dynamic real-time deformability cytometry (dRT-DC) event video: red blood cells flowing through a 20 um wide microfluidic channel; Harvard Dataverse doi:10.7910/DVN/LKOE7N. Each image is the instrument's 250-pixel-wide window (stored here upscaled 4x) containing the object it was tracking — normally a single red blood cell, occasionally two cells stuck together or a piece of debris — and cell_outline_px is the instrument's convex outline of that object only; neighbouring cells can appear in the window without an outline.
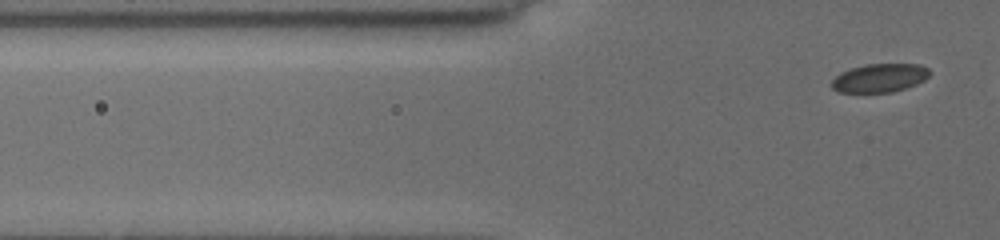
{"species": "common noctule bat (a hibernating species)", "species_latin": "Nyctalus noctula", "temperature_condition": "cold", "stored_images_in_passage": 3, "camera_frame_rate_fps": 3000, "um_per_image_px": 0.085, "animal": {"sex": "female", "body_mass_g": 19.5, "forearm_length_mm": 54.1}, "frame": {"image": 1, "passage_image": 3, "time_ms": 2.0, "image_size_px": [1000, 240], "cell_outline_px": [[932, 72], [924, 80], [916, 84], [892, 92], [836, 92], [832, 88], [832, 80], [840, 72], [864, 64], [920, 64], [928, 68]], "centroid_in_image_um": [74.77, 6.62], "position_along_channel_um": 51.0, "area_um2": 16.3}}